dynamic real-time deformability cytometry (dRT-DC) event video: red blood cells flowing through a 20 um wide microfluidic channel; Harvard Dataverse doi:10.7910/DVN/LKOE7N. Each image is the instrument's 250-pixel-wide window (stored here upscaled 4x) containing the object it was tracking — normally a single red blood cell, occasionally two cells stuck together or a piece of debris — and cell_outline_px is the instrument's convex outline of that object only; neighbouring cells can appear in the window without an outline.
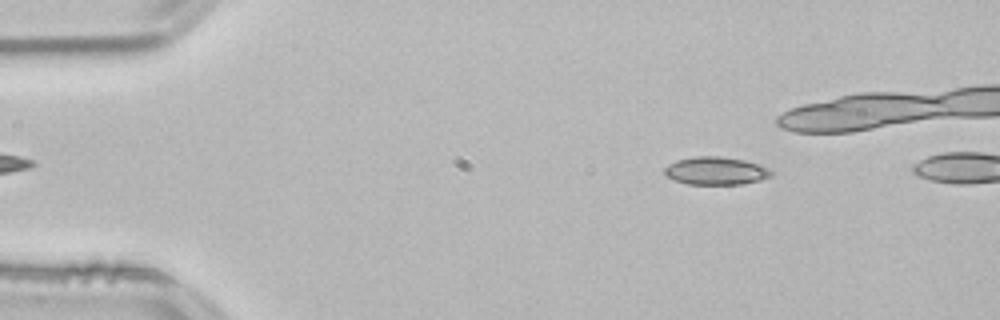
{"species": "common noctule bat (a hibernating species)", "species_latin": "Nyctalus noctula", "temperature_condition": "room temperature", "stored_images_in_passage": 11, "camera_frame_rate_fps": 3000, "um_per_image_px": 0.085, "animal": {"sex": "male", "body_mass_g": 21.5, "forearm_length_mm": 52.0}, "frame": {"image": 1, "passage_image": 7, "time_ms": 2.0, "image_size_px": [1000, 320], "cell_outline_px": [[772, 176], [760, 180], [740, 184], [688, 184], [664, 176], [664, 168], [668, 164], [676, 160], [696, 156], [720, 156], [744, 160], [760, 164], [768, 168], [772, 172]], "centroid_in_image_um": [60.83, 14.51], "position_along_channel_um": 24.2, "area_um2": 17.4}}